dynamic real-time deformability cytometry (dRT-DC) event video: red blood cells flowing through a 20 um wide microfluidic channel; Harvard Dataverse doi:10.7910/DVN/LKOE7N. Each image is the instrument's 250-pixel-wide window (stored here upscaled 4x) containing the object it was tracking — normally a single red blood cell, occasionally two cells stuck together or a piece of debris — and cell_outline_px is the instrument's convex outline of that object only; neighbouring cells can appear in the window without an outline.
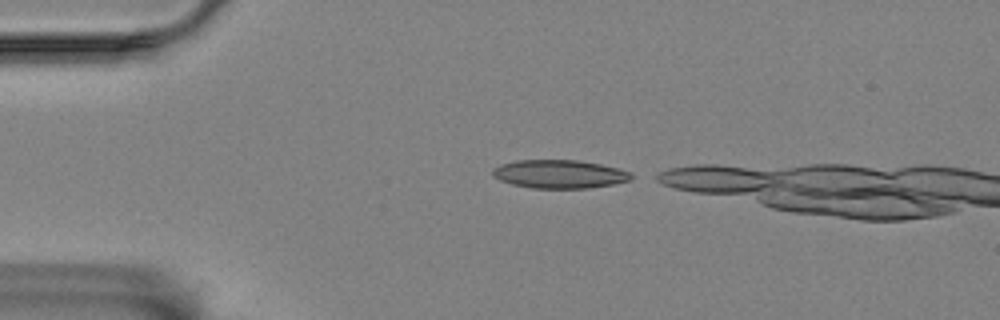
{"species": "Egyptian fruit bat (a non-hibernating species)", "species_latin": "Rousettus aegyptiacus", "temperature_condition": "room temperature", "stored_images_in_passage": 9, "camera_frame_rate_fps": 3000, "um_per_image_px": 0.085, "animal": {"sex": "female"}, "frame": {"image": 1, "passage_image": 1, "time_ms": 0.0, "image_size_px": [1000, 320], "cell_outline_px": [[632, 180], [612, 184], [588, 188], [532, 188], [512, 184], [500, 180], [492, 176], [492, 168], [500, 164], [516, 160], [580, 160], [620, 168], [632, 172]], "centroid_in_image_um": [47.55, 14.79], "position_along_channel_um": 37.4, "area_um2": 23.12}}
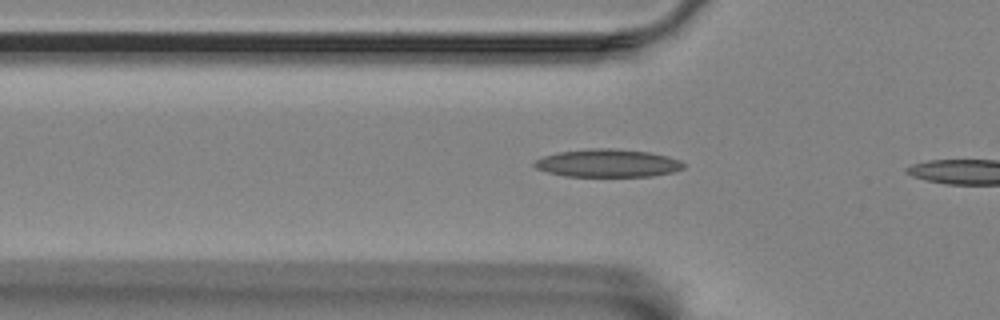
{"frame": {"image": 2, "passage_image": 7, "time_ms": 2.0, "image_size_px": [1000, 320], "cell_outline_px": [[684, 168], [672, 172], [652, 176], [564, 176], [548, 172], [536, 168], [532, 164], [536, 160], [544, 156], [560, 152], [592, 148], [612, 148], [648, 152], [668, 156], [680, 160], [684, 164]], "centroid_in_image_um": [51.66, 13.87], "position_along_channel_um": 74.1, "area_um2": 24.1}}